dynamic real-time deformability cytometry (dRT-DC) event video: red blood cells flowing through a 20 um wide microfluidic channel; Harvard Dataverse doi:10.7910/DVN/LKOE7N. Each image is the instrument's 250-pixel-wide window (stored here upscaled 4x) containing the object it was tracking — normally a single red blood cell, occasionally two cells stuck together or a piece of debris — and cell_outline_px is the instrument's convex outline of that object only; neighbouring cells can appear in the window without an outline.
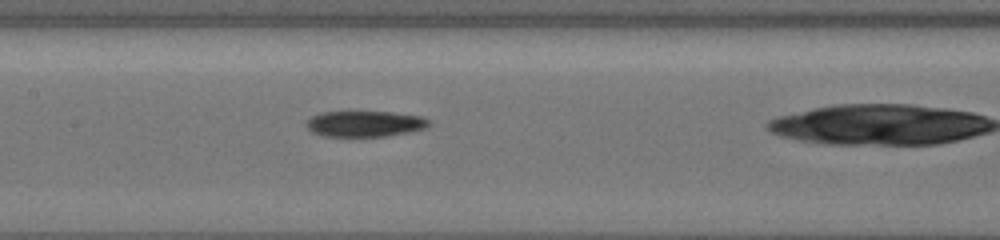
{"species": "common noctule bat (a hibernating species)", "species_latin": "Nyctalus noctula", "temperature_condition": "cold", "stored_images_in_passage": 10, "camera_frame_rate_fps": 3000, "um_per_image_px": 0.085, "animal": {"sex": "female", "body_mass_g": 19.5, "forearm_length_mm": 54.1}, "frame": {"image": 1, "passage_image": 9, "time_ms": 8.0, "image_size_px": [1000, 240], "cell_outline_px": [[428, 124], [424, 128], [408, 132], [388, 136], [324, 136], [312, 132], [308, 128], [308, 120], [312, 116], [324, 112], [392, 112], [420, 116], [428, 120]], "centroid_in_image_um": [31.0, 10.52], "position_along_channel_um": 176.4, "area_um2": 18.09}}